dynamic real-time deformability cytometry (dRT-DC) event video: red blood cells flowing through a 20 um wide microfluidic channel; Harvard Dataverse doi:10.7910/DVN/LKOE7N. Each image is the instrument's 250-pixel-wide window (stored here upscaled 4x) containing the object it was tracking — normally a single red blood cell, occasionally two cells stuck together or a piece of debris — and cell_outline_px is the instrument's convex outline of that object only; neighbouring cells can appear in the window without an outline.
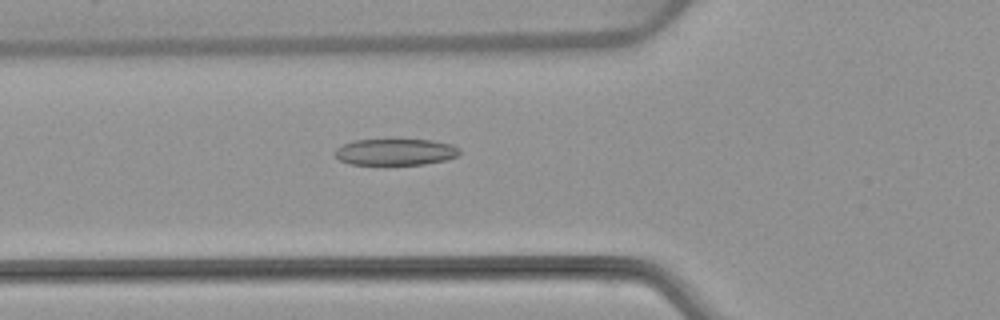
{"species": "common noctule bat (a hibernating species)", "species_latin": "Nyctalus noctula", "temperature_condition": "warm", "stored_images_in_passage": 54, "camera_frame_rate_fps": 3000, "um_per_image_px": 0.085, "animal": {"sex": "female", "body_mass_g": 22.7, "forearm_length_mm": 54.2}, "frame": {"image": 1, "passage_image": 20, "time_ms": 6.333, "image_size_px": [1000, 320], "cell_outline_px": [[460, 152], [456, 156], [448, 160], [424, 164], [348, 164], [340, 160], [332, 152], [336, 148], [352, 140], [432, 140], [452, 144], [460, 148]], "centroid_in_image_um": [33.61, 12.92], "position_along_channel_um": 92.2, "area_um2": 19.25}}
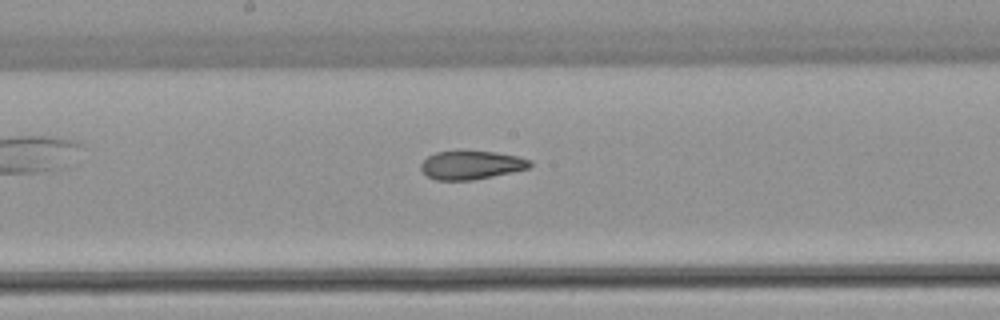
{"frame": {"image": 2, "passage_image": 29, "time_ms": 9.333, "image_size_px": [1000, 320], "cell_outline_px": [[532, 164], [528, 168], [512, 172], [472, 180], [436, 180], [428, 176], [420, 168], [420, 164], [428, 156], [436, 152], [496, 152], [516, 156], [532, 160]], "centroid_in_image_um": [40.06, 14.04], "position_along_channel_um": 208.1, "area_um2": 17.8}}
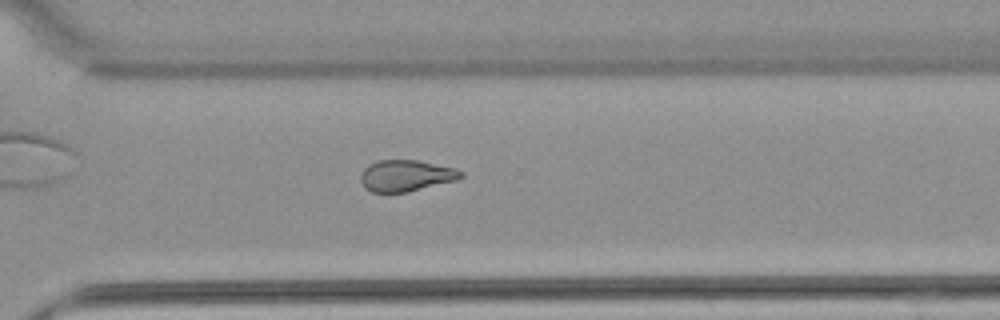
{"frame": {"image": 3, "passage_image": 39, "time_ms": 12.667, "image_size_px": [1000, 320], "cell_outline_px": [[464, 176], [456, 180], [408, 192], [372, 192], [364, 188], [360, 180], [360, 176], [364, 168], [368, 164], [380, 160], [416, 160], [456, 168], [464, 172]], "centroid_in_image_um": [34.51, 14.93], "position_along_channel_um": 336.1, "area_um2": 18.38}, "authors_computed_cell_mechanics": {"area_um2": 20.1144, "velocity_mm_per_s": 3.8532, "shape_relaxation_time_tau1_ms": null, "shape_relaxation_time_tau2_ms": 2.0506, "deformation_change_tau1": null, "deformation_change_tau2": 0.0975}}